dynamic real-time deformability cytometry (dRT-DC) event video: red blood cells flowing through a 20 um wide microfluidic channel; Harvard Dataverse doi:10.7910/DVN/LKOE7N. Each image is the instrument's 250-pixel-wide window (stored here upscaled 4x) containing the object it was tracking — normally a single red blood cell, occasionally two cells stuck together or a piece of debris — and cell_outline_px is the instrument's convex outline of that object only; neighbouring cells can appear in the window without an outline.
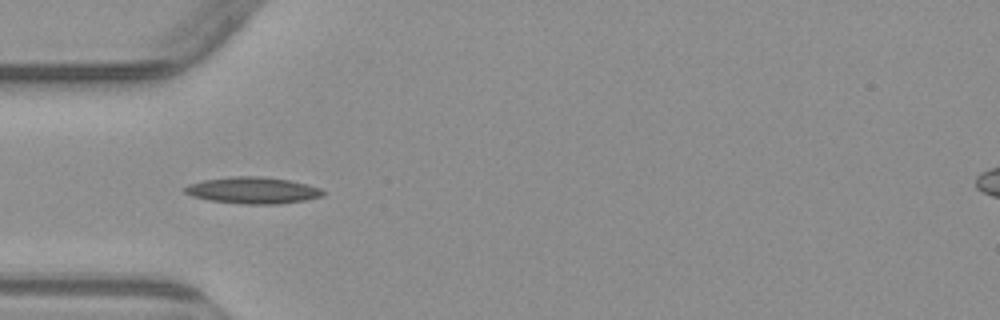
{"species": "common noctule bat (a hibernating species)", "species_latin": "Nyctalus noctula", "temperature_condition": "warm", "stored_images_in_passage": 5, "camera_frame_rate_fps": 3000, "um_per_image_px": 0.085, "animal": {"sex": "male", "body_mass_g": 23.1, "forearm_length_mm": 52.7}, "frame": {"image": 1, "passage_image": 5, "time_ms": 4.667, "image_size_px": [1000, 320], "cell_outline_px": [[324, 196], [304, 200], [280, 204], [244, 204], [208, 200], [192, 196], [184, 192], [184, 188], [188, 184], [204, 180], [232, 176], [260, 176], [288, 180], [320, 188], [324, 192]], "centroid_in_image_um": [21.46, 16.18], "position_along_channel_um": 63.5, "area_um2": 21.27}}